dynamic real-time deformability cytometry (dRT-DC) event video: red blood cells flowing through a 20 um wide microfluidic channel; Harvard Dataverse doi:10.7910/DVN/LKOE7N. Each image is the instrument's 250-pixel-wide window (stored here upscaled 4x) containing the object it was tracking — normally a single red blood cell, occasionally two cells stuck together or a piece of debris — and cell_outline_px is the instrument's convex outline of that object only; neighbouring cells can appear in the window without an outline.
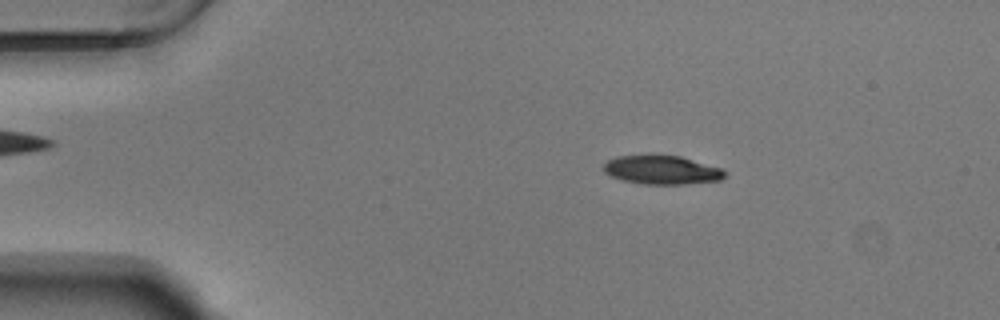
{"species": "Egyptian fruit bat (a non-hibernating species)", "species_latin": "Rousettus aegyptiacus", "temperature_condition": "warm", "stored_images_in_passage": 28, "camera_frame_rate_fps": 3000, "um_per_image_px": 0.085, "animal": {"sex": "male"}, "frame": {"image": 1, "passage_image": 2, "time_ms": 0.333, "image_size_px": [1000, 320], "cell_outline_px": [[728, 172], [720, 180], [684, 184], [644, 184], [624, 180], [612, 176], [604, 172], [600, 168], [608, 160], [616, 156], [652, 152], [656, 152], [680, 156], [720, 168]], "centroid_in_image_um": [56.19, 14.39], "position_along_channel_um": 28.8, "area_um2": 20.98}}
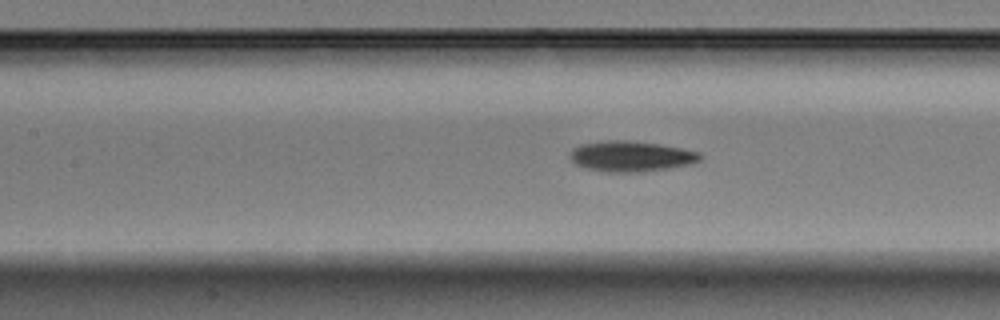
{"frame": {"image": 2, "passage_image": 17, "time_ms": 5.333, "image_size_px": [1000, 320], "cell_outline_px": [[704, 156], [700, 160], [692, 164], [672, 168], [644, 172], [604, 172], [588, 168], [576, 164], [572, 160], [572, 148], [580, 144], [608, 140], [624, 140], [656, 144], [680, 148], [700, 152]], "centroid_in_image_um": [53.69, 13.3], "position_along_channel_um": 153.7, "area_um2": 23.12}}
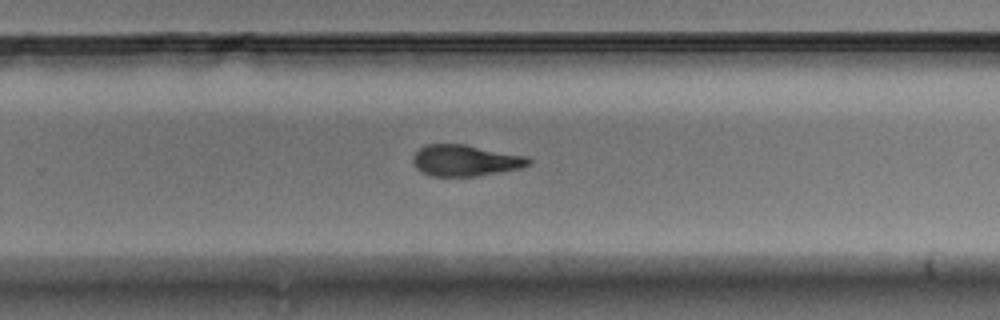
{"frame": {"image": 3, "passage_image": 28, "time_ms": 9.0, "image_size_px": [1000, 320], "cell_outline_px": [[532, 164], [520, 168], [472, 176], [432, 176], [416, 168], [412, 160], [412, 156], [424, 144], [464, 144], [528, 156], [532, 160]], "centroid_in_image_um": [39.56, 13.62], "position_along_channel_um": 290.2, "area_um2": 20.98}}